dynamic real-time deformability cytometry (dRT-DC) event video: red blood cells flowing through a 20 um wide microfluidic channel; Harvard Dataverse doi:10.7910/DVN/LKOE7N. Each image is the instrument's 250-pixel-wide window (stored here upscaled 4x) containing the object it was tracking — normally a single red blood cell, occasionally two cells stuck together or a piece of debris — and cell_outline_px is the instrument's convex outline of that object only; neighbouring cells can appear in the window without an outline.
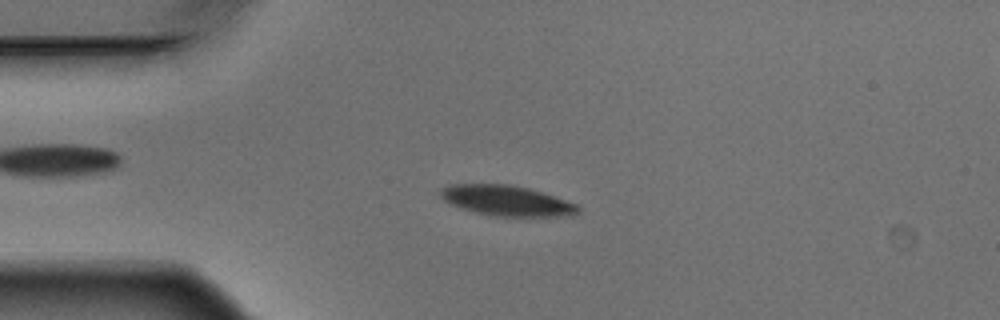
{"species": "Egyptian fruit bat (a non-hibernating species)", "species_latin": "Rousettus aegyptiacus", "temperature_condition": "warm", "stored_images_in_passage": 3, "camera_frame_rate_fps": 3000, "um_per_image_px": 0.085, "animal": {"sex": "male"}, "frame": {"image": 1, "passage_image": 3, "time_ms": 0.667, "image_size_px": [1000, 320], "cell_outline_px": [[580, 212], [572, 216], [496, 216], [476, 212], [460, 208], [444, 200], [440, 196], [440, 188], [448, 184], [508, 184], [528, 188], [576, 204], [580, 208]], "centroid_in_image_um": [43.04, 17.05], "position_along_channel_um": 42.0, "area_um2": 24.16}}